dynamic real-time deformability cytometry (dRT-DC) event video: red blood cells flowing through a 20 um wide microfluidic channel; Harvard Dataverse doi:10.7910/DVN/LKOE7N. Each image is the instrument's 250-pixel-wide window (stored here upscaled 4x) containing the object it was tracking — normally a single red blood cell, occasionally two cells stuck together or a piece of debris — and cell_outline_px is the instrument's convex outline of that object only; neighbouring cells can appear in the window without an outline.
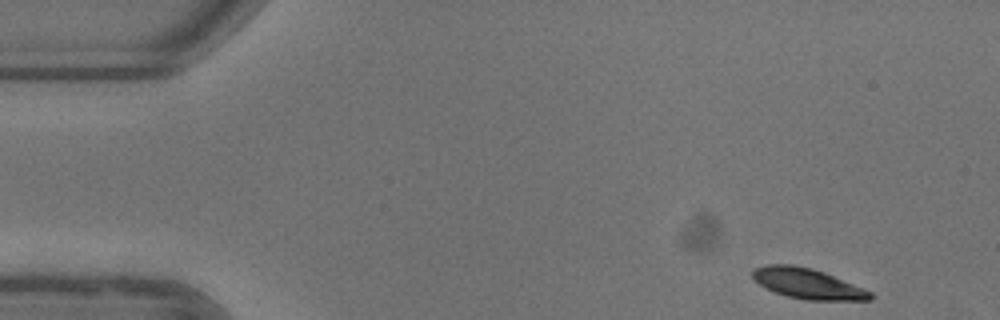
{"species": "common noctule bat (a hibernating species)", "species_latin": "Nyctalus noctula", "temperature_condition": "warm", "stored_images_in_passage": 49, "camera_frame_rate_fps": 3000, "um_per_image_px": 0.085, "animal": {"sex": "female"}, "frame": {"image": 1, "passage_image": 1, "time_ms": 0.0, "image_size_px": [1000, 320], "cell_outline_px": [[872, 300], [804, 300], [788, 296], [776, 292], [760, 284], [752, 276], [752, 272], [756, 268], [768, 264], [792, 264], [812, 268], [824, 272], [872, 292]], "centroid_in_image_um": [68.66, 24.1], "position_along_channel_um": 16.3, "area_um2": 20.52}}
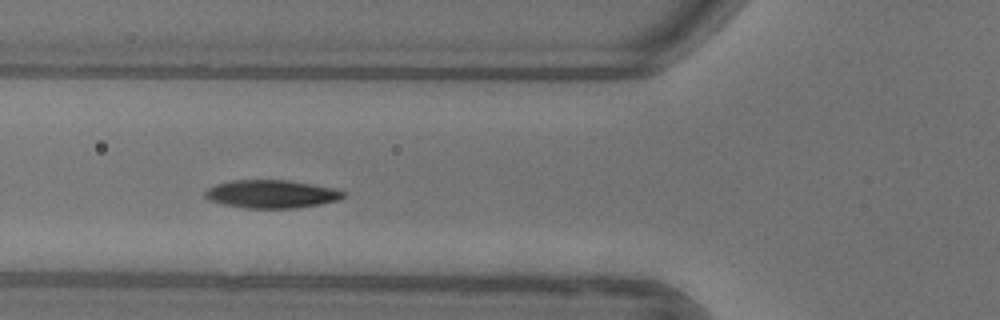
{"frame": {"image": 2, "passage_image": 16, "time_ms": 5.0, "image_size_px": [1000, 320], "cell_outline_px": [[344, 196], [340, 200], [320, 204], [296, 208], [244, 208], [224, 204], [208, 200], [204, 196], [204, 192], [208, 188], [216, 184], [232, 180], [288, 180], [332, 188], [344, 192]], "centroid_in_image_um": [23.04, 16.49], "position_along_channel_um": 102.8, "area_um2": 22.54}}
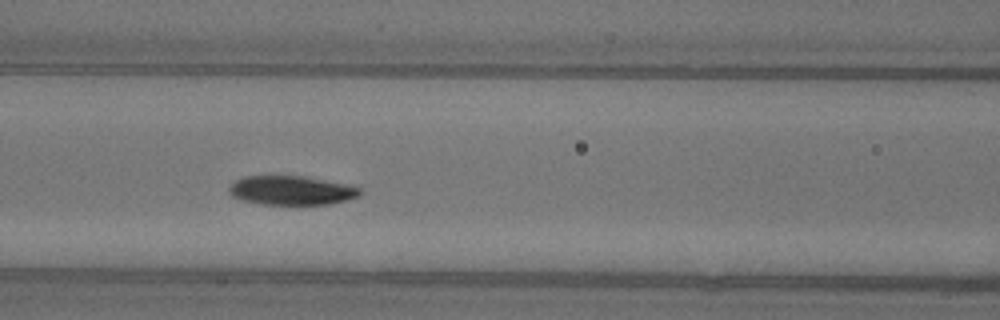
{"frame": {"image": 3, "passage_image": 19, "time_ms": 6.0, "image_size_px": [1000, 320], "cell_outline_px": [[360, 196], [328, 204], [260, 204], [244, 200], [232, 196], [228, 192], [228, 188], [236, 180], [244, 176], [304, 176], [344, 184], [360, 188]], "centroid_in_image_um": [24.73, 16.18], "position_along_channel_um": 141.9, "area_um2": 21.85}, "authors_computed_cell_mechanics": {"area_um2": 22.1374, "velocity_mm_per_s": 3.8761, "shape_relaxation_time_tau1_ms": 2.4801, "shape_relaxation_time_tau2_ms": 4.0043, "deformation_change_tau1": 0.1397, "deformation_change_tau2": 0.0639}}